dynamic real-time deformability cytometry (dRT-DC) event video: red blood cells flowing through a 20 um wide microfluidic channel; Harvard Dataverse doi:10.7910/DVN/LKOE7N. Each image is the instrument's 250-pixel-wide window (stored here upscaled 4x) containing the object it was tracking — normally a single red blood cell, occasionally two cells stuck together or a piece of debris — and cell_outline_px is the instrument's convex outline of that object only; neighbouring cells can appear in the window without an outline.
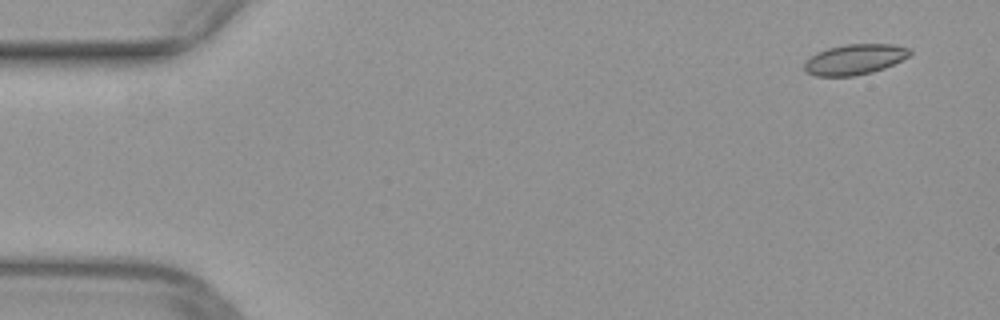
{"species": "common noctule bat (a hibernating species)", "species_latin": "Nyctalus noctula", "temperature_condition": "warm", "stored_images_in_passage": 49, "camera_frame_rate_fps": 3000, "um_per_image_px": 0.085, "animal": {"sex": "female", "body_mass_g": 29.2, "forearm_length_mm": 56.3}, "frame": {"image": 1, "passage_image": 1, "time_ms": 0.0, "image_size_px": [1000, 320], "cell_outline_px": [[912, 52], [908, 56], [884, 68], [872, 72], [852, 76], [816, 76], [804, 72], [804, 60], [816, 52], [828, 48], [844, 44], [892, 44], [912, 48]], "centroid_in_image_um": [72.61, 5.04], "position_along_channel_um": 12.4, "area_um2": 18.84}}
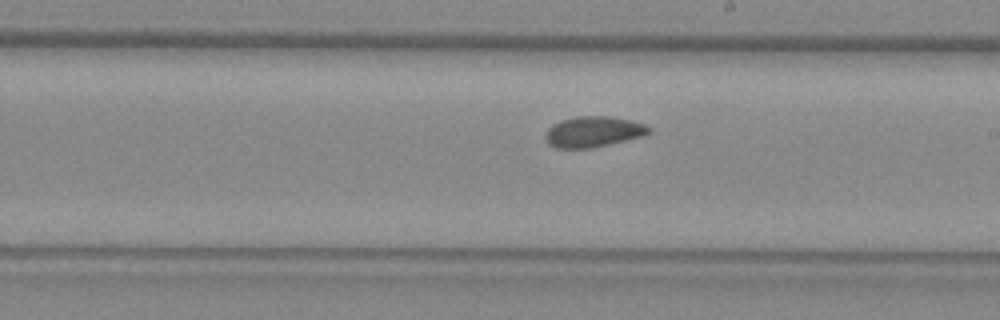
{"frame": {"image": 2, "passage_image": 27, "time_ms": 8.667, "image_size_px": [1000, 320], "cell_outline_px": [[652, 132], [644, 136], [592, 148], [556, 148], [548, 144], [544, 136], [548, 128], [552, 124], [560, 120], [576, 116], [612, 116], [632, 120], [644, 124], [652, 128]], "centroid_in_image_um": [50.44, 11.19], "position_along_channel_um": 238.6, "area_um2": 18.84}}
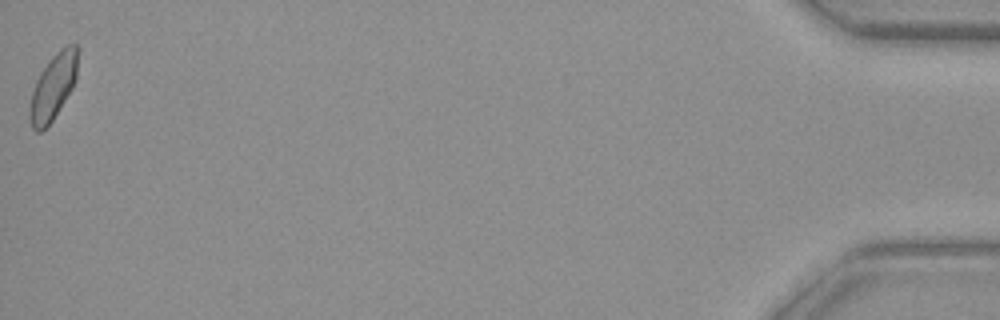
{"frame": {"image": 3, "passage_image": 49, "time_ms": 16.0, "image_size_px": [1000, 320], "cell_outline_px": [[76, 80], [72, 88], [52, 120], [40, 132], [36, 132], [32, 128], [28, 116], [28, 108], [32, 92], [36, 80], [40, 72], [48, 60], [60, 48], [68, 44], [76, 44]], "centroid_in_image_um": [4.47, 7.39], "position_along_channel_um": 430.7, "area_um2": 18.21}}